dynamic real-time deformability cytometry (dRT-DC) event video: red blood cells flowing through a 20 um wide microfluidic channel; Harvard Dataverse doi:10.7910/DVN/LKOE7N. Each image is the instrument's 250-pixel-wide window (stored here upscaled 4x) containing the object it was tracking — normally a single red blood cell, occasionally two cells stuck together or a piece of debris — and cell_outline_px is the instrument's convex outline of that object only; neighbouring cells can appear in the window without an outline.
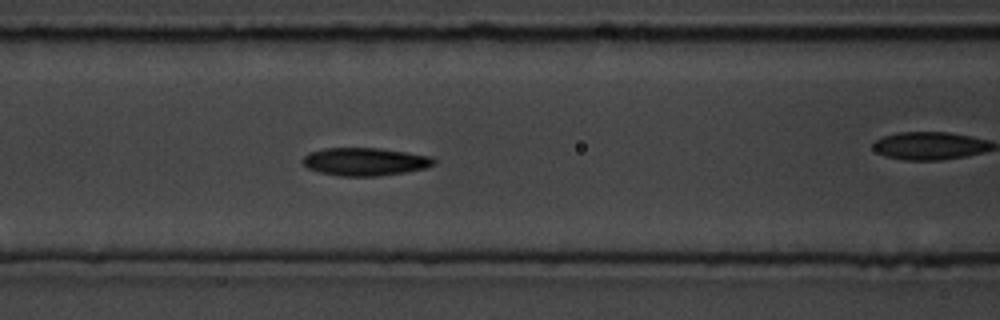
{"species": "common noctule bat (a hibernating species)", "species_latin": "Nyctalus noctula", "temperature_condition": "room temperature", "stored_images_in_passage": 40, "camera_frame_rate_fps": 3000, "um_per_image_px": 0.085, "animal": {"sex": "male", "body_mass_g": 19.5, "forearm_length_mm": 54.6}, "frame": {"image": 1, "passage_image": 7, "time_ms": 2.0, "image_size_px": [1000, 320], "cell_outline_px": [[436, 164], [428, 168], [404, 172], [376, 176], [340, 176], [320, 172], [308, 168], [300, 160], [308, 152], [324, 148], [380, 148], [408, 152], [432, 156], [436, 160]], "centroid_in_image_um": [31.05, 13.73], "position_along_channel_um": 135.6, "area_um2": 21.56}}
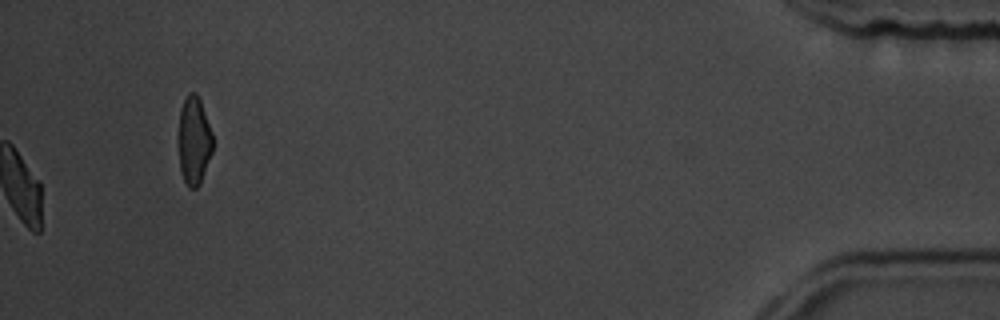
{"frame": {"image": 2, "passage_image": 40, "time_ms": 13.0, "image_size_px": [1000, 320], "cell_outline_px": [[212, 152], [200, 184], [196, 188], [188, 188], [184, 180], [180, 168], [180, 108], [188, 92], [196, 92], [200, 100], [212, 132]], "centroid_in_image_um": [16.51, 11.95], "position_along_channel_um": 418.7, "area_um2": 17.22}, "authors_computed_cell_mechanics": {"area_um2": 20.9236, "velocity_mm_per_s": 3.6514, "shape_relaxation_time_tau1_ms": 3.7777, "shape_relaxation_time_tau2_ms": 2.8284, "deformation_change_tau1": 0.1427, "deformation_change_tau2": 0.089}}